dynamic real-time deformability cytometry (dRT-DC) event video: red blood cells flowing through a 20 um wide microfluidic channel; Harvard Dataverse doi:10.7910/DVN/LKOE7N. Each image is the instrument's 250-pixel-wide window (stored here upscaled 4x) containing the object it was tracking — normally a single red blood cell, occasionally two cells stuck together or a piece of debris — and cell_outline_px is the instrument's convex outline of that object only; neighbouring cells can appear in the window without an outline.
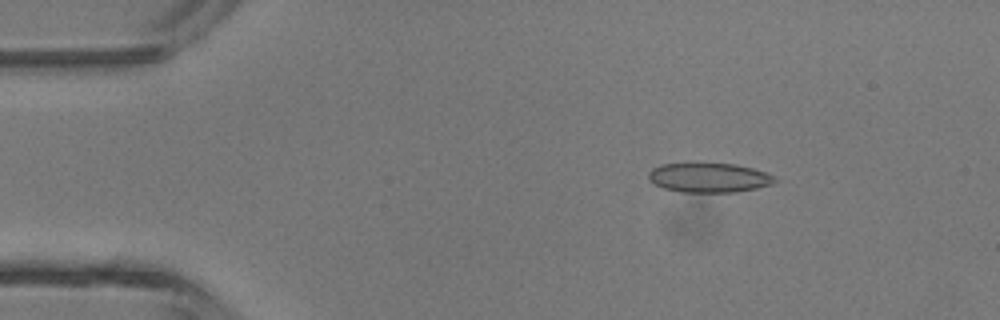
{"species": "common noctule bat (a hibernating species)", "species_latin": "Nyctalus noctula", "temperature_condition": "room temperature", "stored_images_in_passage": 4, "camera_frame_rate_fps": 3000, "um_per_image_px": 0.085, "animal": {"sex": "male", "body_mass_g": 13.3}, "frame": {"image": 1, "passage_image": 1, "time_ms": 0.0, "image_size_px": [1000, 320], "cell_outline_px": [[776, 180], [772, 184], [756, 188], [736, 192], [680, 192], [664, 188], [656, 184], [648, 176], [648, 172], [652, 168], [660, 164], [736, 164], [752, 168], [764, 172], [772, 176]], "centroid_in_image_um": [60.25, 15.11], "position_along_channel_um": 24.8, "area_um2": 21.33}}